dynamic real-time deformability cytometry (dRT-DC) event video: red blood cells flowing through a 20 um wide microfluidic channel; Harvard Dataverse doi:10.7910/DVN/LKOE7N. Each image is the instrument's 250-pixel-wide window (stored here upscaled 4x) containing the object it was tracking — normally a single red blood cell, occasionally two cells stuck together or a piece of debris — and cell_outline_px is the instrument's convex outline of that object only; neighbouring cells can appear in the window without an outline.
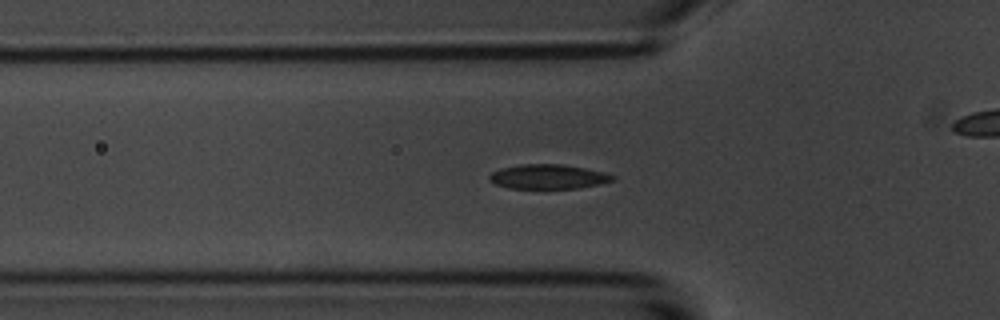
{"species": "common noctule bat (a hibernating species)", "species_latin": "Nyctalus noctula", "temperature_condition": "room temperature", "stored_images_in_passage": 57, "camera_frame_rate_fps": 3000, "um_per_image_px": 0.085, "animal": {"sex": "male", "body_mass_g": 20.1, "forearm_length_mm": 53.5}, "frame": {"image": 1, "passage_image": 18, "time_ms": 5.667, "image_size_px": [1000, 320], "cell_outline_px": [[616, 180], [600, 184], [580, 188], [508, 188], [496, 184], [488, 180], [488, 176], [492, 172], [500, 168], [520, 164], [564, 164], [604, 172], [616, 176]], "centroid_in_image_um": [46.6, 15.01], "position_along_channel_um": 79.2, "area_um2": 17.74}}
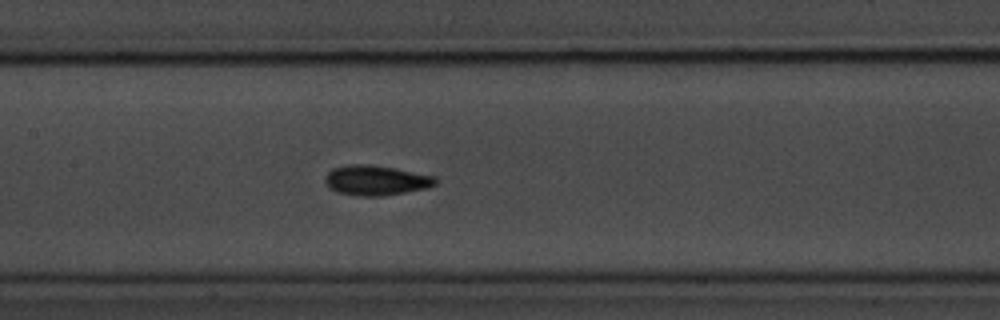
{"frame": {"image": 2, "passage_image": 26, "time_ms": 8.333, "image_size_px": [1000, 320], "cell_outline_px": [[436, 184], [428, 188], [384, 196], [360, 196], [340, 192], [328, 188], [324, 180], [324, 176], [332, 168], [348, 164], [368, 164], [396, 168], [436, 176]], "centroid_in_image_um": [31.95, 15.32], "position_along_channel_um": 175.4, "area_um2": 19.48}}
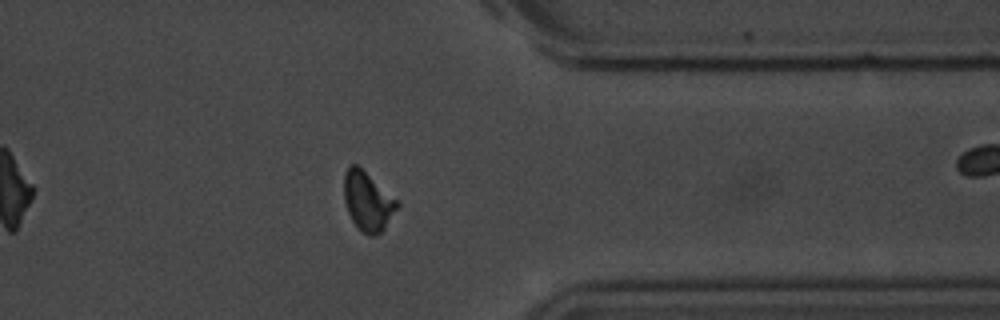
{"frame": {"image": 3, "passage_image": 44, "time_ms": 14.333, "image_size_px": [1000, 320], "cell_outline_px": [[400, 204], [384, 228], [376, 236], [368, 236], [360, 232], [352, 220], [348, 212], [344, 200], [344, 172], [348, 164], [356, 164], [400, 200]], "centroid_in_image_um": [31.26, 17.1], "position_along_channel_um": 380.1, "area_um2": 18.61}, "authors_computed_cell_mechanics": {"area_um2": 17.7446, "velocity_mm_per_s": 3.5704, "shape_relaxation_time_tau1_ms": 2.1774, "shape_relaxation_time_tau2_ms": 5.3828, "deformation_change_tau1": 0.1121, "deformation_change_tau2": 0.0722}}